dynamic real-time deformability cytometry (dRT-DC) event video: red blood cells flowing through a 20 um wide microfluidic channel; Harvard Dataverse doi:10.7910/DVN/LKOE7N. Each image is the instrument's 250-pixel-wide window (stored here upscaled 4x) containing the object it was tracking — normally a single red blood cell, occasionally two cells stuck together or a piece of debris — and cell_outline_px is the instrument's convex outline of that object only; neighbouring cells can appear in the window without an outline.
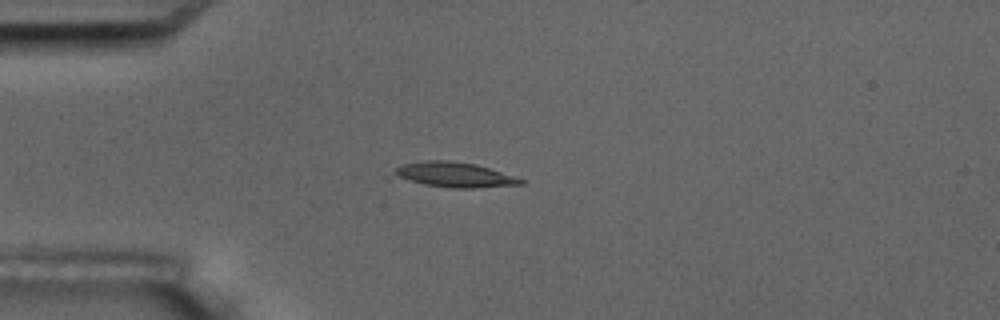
{"species": "common noctule bat (a hibernating species)", "species_latin": "Nyctalus noctula", "temperature_condition": "room temperature", "stored_images_in_passage": 8, "camera_frame_rate_fps": 3000, "um_per_image_px": 0.085, "animal": {"sex": "male", "body_mass_g": 17.5, "forearm_length_mm": 52.3}, "frame": {"image": 1, "passage_image": 3, "time_ms": 3.333, "image_size_px": [1000, 320], "cell_outline_px": [[524, 184], [472, 188], [452, 188], [424, 184], [400, 176], [392, 172], [396, 168], [404, 164], [424, 160], [448, 160], [476, 164], [524, 180]], "centroid_in_image_um": [38.66, 14.84], "position_along_channel_um": 46.3, "area_um2": 17.86}}
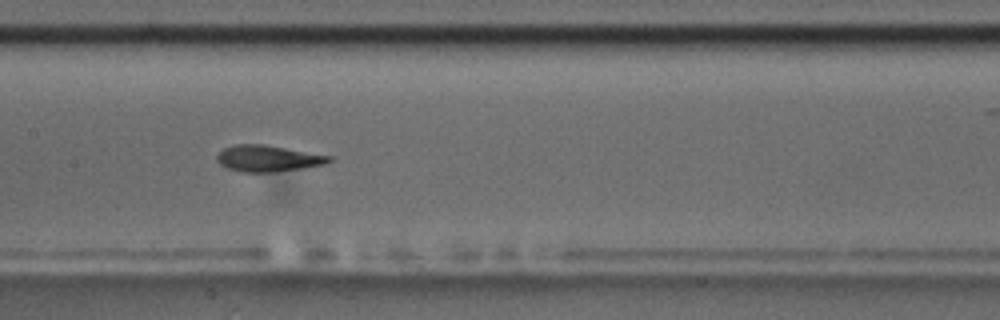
{"frame": {"image": 2, "passage_image": 7, "time_ms": 7.667, "image_size_px": [1000, 320], "cell_outline_px": [[332, 160], [324, 164], [304, 168], [272, 172], [244, 172], [228, 168], [220, 164], [216, 160], [216, 156], [224, 148], [236, 144], [264, 144], [332, 156]], "centroid_in_image_um": [22.77, 13.46], "position_along_channel_um": 184.6, "area_um2": 17.11}}
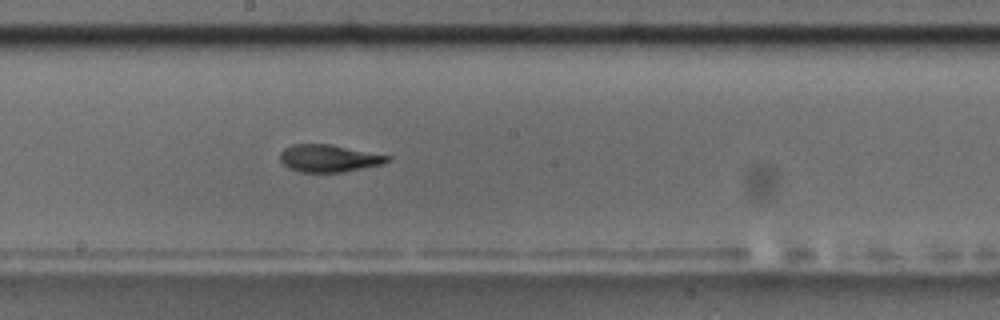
{"frame": {"image": 3, "passage_image": 8, "time_ms": 8.667, "image_size_px": [1000, 320], "cell_outline_px": [[392, 160], [380, 164], [340, 172], [300, 172], [288, 168], [280, 160], [280, 152], [284, 148], [292, 144], [328, 144], [392, 156]], "centroid_in_image_um": [27.92, 13.45], "position_along_channel_um": 220.3, "area_um2": 16.94}}